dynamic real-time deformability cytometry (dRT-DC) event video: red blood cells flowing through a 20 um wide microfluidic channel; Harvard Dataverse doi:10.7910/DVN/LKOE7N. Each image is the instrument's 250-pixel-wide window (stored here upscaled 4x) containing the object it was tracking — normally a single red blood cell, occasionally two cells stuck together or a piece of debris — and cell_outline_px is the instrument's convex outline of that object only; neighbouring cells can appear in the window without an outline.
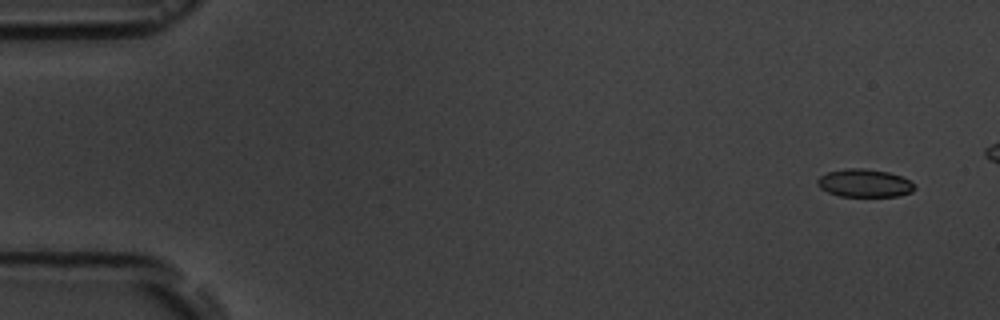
{"species": "common noctule bat (a hibernating species)", "species_latin": "Nyctalus noctula", "temperature_condition": "room temperature", "stored_images_in_passage": 11, "camera_frame_rate_fps": 3000, "um_per_image_px": 0.085, "animal": {"sex": "male", "body_mass_g": 19.5, "forearm_length_mm": 54.6}, "frame": {"image": 1, "passage_image": 2, "time_ms": 1.0, "image_size_px": [1000, 320], "cell_outline_px": [[916, 188], [912, 192], [900, 196], [840, 196], [828, 192], [820, 188], [816, 184], [816, 180], [820, 176], [828, 172], [844, 168], [864, 168], [888, 172], [900, 176], [908, 180]], "centroid_in_image_um": [73.45, 15.56], "position_along_channel_um": 11.5, "area_um2": 15.84}}
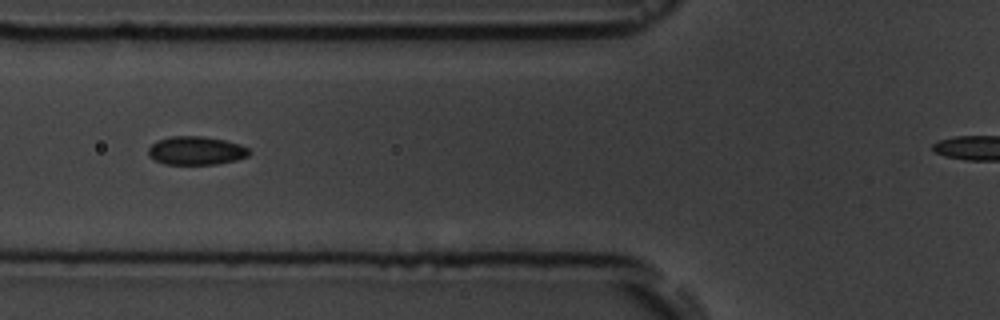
{"frame": {"image": 2, "passage_image": 7, "time_ms": 7.0, "image_size_px": [1000, 320], "cell_outline_px": [[252, 152], [248, 156], [236, 160], [216, 164], [164, 164], [148, 156], [148, 148], [156, 140], [172, 136], [204, 136], [224, 140], [240, 144], [248, 148]], "centroid_in_image_um": [16.67, 12.8], "position_along_channel_um": 109.1, "area_um2": 16.82}}
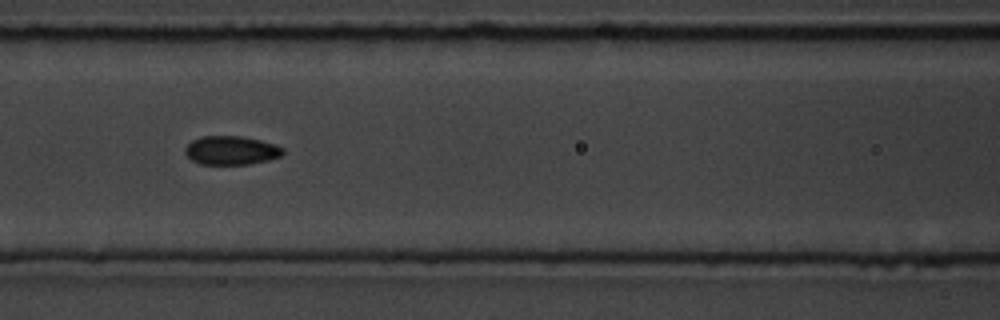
{"frame": {"image": 3, "passage_image": 8, "time_ms": 8.0, "image_size_px": [1000, 320], "cell_outline_px": [[284, 152], [280, 156], [268, 160], [248, 164], [200, 164], [192, 160], [184, 152], [184, 148], [192, 140], [200, 136], [240, 136], [260, 140], [276, 144], [284, 148]], "centroid_in_image_um": [19.65, 12.77], "position_along_channel_um": 147.0, "area_um2": 16.42}}